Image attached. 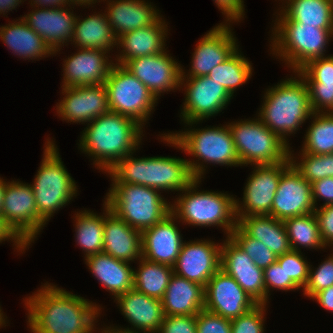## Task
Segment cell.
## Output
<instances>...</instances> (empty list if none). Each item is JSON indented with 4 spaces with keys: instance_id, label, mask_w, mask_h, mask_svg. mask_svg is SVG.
<instances>
[{
    "instance_id": "obj_44",
    "label": "cell",
    "mask_w": 333,
    "mask_h": 333,
    "mask_svg": "<svg viewBox=\"0 0 333 333\" xmlns=\"http://www.w3.org/2000/svg\"><path fill=\"white\" fill-rule=\"evenodd\" d=\"M268 304H258L246 314L231 319V333H264Z\"/></svg>"
},
{
    "instance_id": "obj_4",
    "label": "cell",
    "mask_w": 333,
    "mask_h": 333,
    "mask_svg": "<svg viewBox=\"0 0 333 333\" xmlns=\"http://www.w3.org/2000/svg\"><path fill=\"white\" fill-rule=\"evenodd\" d=\"M202 121L185 123L190 128L179 132L161 134V141L183 150L197 160H188L190 170L196 179L204 178L205 163L220 166H241L235 150L233 136L229 125L209 126L207 128H193V124Z\"/></svg>"
},
{
    "instance_id": "obj_50",
    "label": "cell",
    "mask_w": 333,
    "mask_h": 333,
    "mask_svg": "<svg viewBox=\"0 0 333 333\" xmlns=\"http://www.w3.org/2000/svg\"><path fill=\"white\" fill-rule=\"evenodd\" d=\"M314 215L316 217L320 237L325 248H330L331 246L333 247V205L320 206L316 208L314 210Z\"/></svg>"
},
{
    "instance_id": "obj_15",
    "label": "cell",
    "mask_w": 333,
    "mask_h": 333,
    "mask_svg": "<svg viewBox=\"0 0 333 333\" xmlns=\"http://www.w3.org/2000/svg\"><path fill=\"white\" fill-rule=\"evenodd\" d=\"M122 315L131 324V328L107 326L103 333H158L164 320L162 301L147 296L132 288L115 299ZM134 328H133V327ZM115 327V328H114Z\"/></svg>"
},
{
    "instance_id": "obj_34",
    "label": "cell",
    "mask_w": 333,
    "mask_h": 333,
    "mask_svg": "<svg viewBox=\"0 0 333 333\" xmlns=\"http://www.w3.org/2000/svg\"><path fill=\"white\" fill-rule=\"evenodd\" d=\"M283 5L279 13L277 11L275 21H297L302 25L333 30L331 0H287Z\"/></svg>"
},
{
    "instance_id": "obj_2",
    "label": "cell",
    "mask_w": 333,
    "mask_h": 333,
    "mask_svg": "<svg viewBox=\"0 0 333 333\" xmlns=\"http://www.w3.org/2000/svg\"><path fill=\"white\" fill-rule=\"evenodd\" d=\"M134 119L109 111L84 128L79 150L92 157L97 169L108 172L119 160L136 152L143 129Z\"/></svg>"
},
{
    "instance_id": "obj_20",
    "label": "cell",
    "mask_w": 333,
    "mask_h": 333,
    "mask_svg": "<svg viewBox=\"0 0 333 333\" xmlns=\"http://www.w3.org/2000/svg\"><path fill=\"white\" fill-rule=\"evenodd\" d=\"M221 243L212 240H191L182 245L173 272L206 287L208 280L220 269Z\"/></svg>"
},
{
    "instance_id": "obj_59",
    "label": "cell",
    "mask_w": 333,
    "mask_h": 333,
    "mask_svg": "<svg viewBox=\"0 0 333 333\" xmlns=\"http://www.w3.org/2000/svg\"><path fill=\"white\" fill-rule=\"evenodd\" d=\"M5 317V318H4ZM6 315H4V313H3V311H2V309H1V306H0V327H5V326H7L6 324L8 323L7 321H6Z\"/></svg>"
},
{
    "instance_id": "obj_39",
    "label": "cell",
    "mask_w": 333,
    "mask_h": 333,
    "mask_svg": "<svg viewBox=\"0 0 333 333\" xmlns=\"http://www.w3.org/2000/svg\"><path fill=\"white\" fill-rule=\"evenodd\" d=\"M307 127L301 153L326 155L333 153V112H313Z\"/></svg>"
},
{
    "instance_id": "obj_33",
    "label": "cell",
    "mask_w": 333,
    "mask_h": 333,
    "mask_svg": "<svg viewBox=\"0 0 333 333\" xmlns=\"http://www.w3.org/2000/svg\"><path fill=\"white\" fill-rule=\"evenodd\" d=\"M237 225L249 236L261 241L277 256L291 250L282 220L271 215L236 217Z\"/></svg>"
},
{
    "instance_id": "obj_10",
    "label": "cell",
    "mask_w": 333,
    "mask_h": 333,
    "mask_svg": "<svg viewBox=\"0 0 333 333\" xmlns=\"http://www.w3.org/2000/svg\"><path fill=\"white\" fill-rule=\"evenodd\" d=\"M228 125L241 166L271 165L289 158L290 146L258 118Z\"/></svg>"
},
{
    "instance_id": "obj_18",
    "label": "cell",
    "mask_w": 333,
    "mask_h": 333,
    "mask_svg": "<svg viewBox=\"0 0 333 333\" xmlns=\"http://www.w3.org/2000/svg\"><path fill=\"white\" fill-rule=\"evenodd\" d=\"M257 305L236 280L221 269L208 280L205 287L204 309L223 318H237Z\"/></svg>"
},
{
    "instance_id": "obj_19",
    "label": "cell",
    "mask_w": 333,
    "mask_h": 333,
    "mask_svg": "<svg viewBox=\"0 0 333 333\" xmlns=\"http://www.w3.org/2000/svg\"><path fill=\"white\" fill-rule=\"evenodd\" d=\"M180 65L165 50L155 55L134 58L123 66L159 99L166 91L180 89Z\"/></svg>"
},
{
    "instance_id": "obj_56",
    "label": "cell",
    "mask_w": 333,
    "mask_h": 333,
    "mask_svg": "<svg viewBox=\"0 0 333 333\" xmlns=\"http://www.w3.org/2000/svg\"><path fill=\"white\" fill-rule=\"evenodd\" d=\"M23 0H0V15H6V13L17 8Z\"/></svg>"
},
{
    "instance_id": "obj_11",
    "label": "cell",
    "mask_w": 333,
    "mask_h": 333,
    "mask_svg": "<svg viewBox=\"0 0 333 333\" xmlns=\"http://www.w3.org/2000/svg\"><path fill=\"white\" fill-rule=\"evenodd\" d=\"M105 85L110 111L130 117L145 127L158 103L151 91L123 65L115 63Z\"/></svg>"
},
{
    "instance_id": "obj_12",
    "label": "cell",
    "mask_w": 333,
    "mask_h": 333,
    "mask_svg": "<svg viewBox=\"0 0 333 333\" xmlns=\"http://www.w3.org/2000/svg\"><path fill=\"white\" fill-rule=\"evenodd\" d=\"M0 214L4 224L28 249L47 223L38 214L31 185L18 180L7 182Z\"/></svg>"
},
{
    "instance_id": "obj_1",
    "label": "cell",
    "mask_w": 333,
    "mask_h": 333,
    "mask_svg": "<svg viewBox=\"0 0 333 333\" xmlns=\"http://www.w3.org/2000/svg\"><path fill=\"white\" fill-rule=\"evenodd\" d=\"M46 282L24 300L31 333H94L101 307Z\"/></svg>"
},
{
    "instance_id": "obj_6",
    "label": "cell",
    "mask_w": 333,
    "mask_h": 333,
    "mask_svg": "<svg viewBox=\"0 0 333 333\" xmlns=\"http://www.w3.org/2000/svg\"><path fill=\"white\" fill-rule=\"evenodd\" d=\"M201 179H195L171 204V213L188 226H218L226 237L237 226L235 197L218 191H198ZM184 193V194H183Z\"/></svg>"
},
{
    "instance_id": "obj_31",
    "label": "cell",
    "mask_w": 333,
    "mask_h": 333,
    "mask_svg": "<svg viewBox=\"0 0 333 333\" xmlns=\"http://www.w3.org/2000/svg\"><path fill=\"white\" fill-rule=\"evenodd\" d=\"M18 21V22H17ZM0 39L12 53L21 59H43L54 55V52L27 23L20 18L0 27Z\"/></svg>"
},
{
    "instance_id": "obj_9",
    "label": "cell",
    "mask_w": 333,
    "mask_h": 333,
    "mask_svg": "<svg viewBox=\"0 0 333 333\" xmlns=\"http://www.w3.org/2000/svg\"><path fill=\"white\" fill-rule=\"evenodd\" d=\"M157 189L138 184H111L104 202L120 219L142 232L171 213V203Z\"/></svg>"
},
{
    "instance_id": "obj_47",
    "label": "cell",
    "mask_w": 333,
    "mask_h": 333,
    "mask_svg": "<svg viewBox=\"0 0 333 333\" xmlns=\"http://www.w3.org/2000/svg\"><path fill=\"white\" fill-rule=\"evenodd\" d=\"M197 333H231V320L202 309L196 315Z\"/></svg>"
},
{
    "instance_id": "obj_8",
    "label": "cell",
    "mask_w": 333,
    "mask_h": 333,
    "mask_svg": "<svg viewBox=\"0 0 333 333\" xmlns=\"http://www.w3.org/2000/svg\"><path fill=\"white\" fill-rule=\"evenodd\" d=\"M45 141L41 164L31 185L38 214L48 222L77 195V185L63 165L54 140ZM57 211V212H56Z\"/></svg>"
},
{
    "instance_id": "obj_43",
    "label": "cell",
    "mask_w": 333,
    "mask_h": 333,
    "mask_svg": "<svg viewBox=\"0 0 333 333\" xmlns=\"http://www.w3.org/2000/svg\"><path fill=\"white\" fill-rule=\"evenodd\" d=\"M333 286V255L330 254L319 266L309 268L308 280L304 286L303 295L310 299L318 292Z\"/></svg>"
},
{
    "instance_id": "obj_52",
    "label": "cell",
    "mask_w": 333,
    "mask_h": 333,
    "mask_svg": "<svg viewBox=\"0 0 333 333\" xmlns=\"http://www.w3.org/2000/svg\"><path fill=\"white\" fill-rule=\"evenodd\" d=\"M312 198L315 207L318 206V201L323 199L324 204L333 205V177L323 178L321 180L315 181L312 184Z\"/></svg>"
},
{
    "instance_id": "obj_29",
    "label": "cell",
    "mask_w": 333,
    "mask_h": 333,
    "mask_svg": "<svg viewBox=\"0 0 333 333\" xmlns=\"http://www.w3.org/2000/svg\"><path fill=\"white\" fill-rule=\"evenodd\" d=\"M161 301L165 316L197 315L204 309L205 287L173 274Z\"/></svg>"
},
{
    "instance_id": "obj_5",
    "label": "cell",
    "mask_w": 333,
    "mask_h": 333,
    "mask_svg": "<svg viewBox=\"0 0 333 333\" xmlns=\"http://www.w3.org/2000/svg\"><path fill=\"white\" fill-rule=\"evenodd\" d=\"M134 152L119 160L106 174L112 184H138L159 191H179L196 178L187 159L176 157H133Z\"/></svg>"
},
{
    "instance_id": "obj_3",
    "label": "cell",
    "mask_w": 333,
    "mask_h": 333,
    "mask_svg": "<svg viewBox=\"0 0 333 333\" xmlns=\"http://www.w3.org/2000/svg\"><path fill=\"white\" fill-rule=\"evenodd\" d=\"M295 74L265 91L257 113L258 119L288 145L289 136L296 134L307 119L312 120L313 114L307 82Z\"/></svg>"
},
{
    "instance_id": "obj_45",
    "label": "cell",
    "mask_w": 333,
    "mask_h": 333,
    "mask_svg": "<svg viewBox=\"0 0 333 333\" xmlns=\"http://www.w3.org/2000/svg\"><path fill=\"white\" fill-rule=\"evenodd\" d=\"M297 73L307 83L333 82V55L313 59Z\"/></svg>"
},
{
    "instance_id": "obj_54",
    "label": "cell",
    "mask_w": 333,
    "mask_h": 333,
    "mask_svg": "<svg viewBox=\"0 0 333 333\" xmlns=\"http://www.w3.org/2000/svg\"><path fill=\"white\" fill-rule=\"evenodd\" d=\"M311 299L317 301L322 308L333 313V286L321 290Z\"/></svg>"
},
{
    "instance_id": "obj_22",
    "label": "cell",
    "mask_w": 333,
    "mask_h": 333,
    "mask_svg": "<svg viewBox=\"0 0 333 333\" xmlns=\"http://www.w3.org/2000/svg\"><path fill=\"white\" fill-rule=\"evenodd\" d=\"M222 242L220 269L233 277L254 301L266 304L263 269L257 267L230 237Z\"/></svg>"
},
{
    "instance_id": "obj_40",
    "label": "cell",
    "mask_w": 333,
    "mask_h": 333,
    "mask_svg": "<svg viewBox=\"0 0 333 333\" xmlns=\"http://www.w3.org/2000/svg\"><path fill=\"white\" fill-rule=\"evenodd\" d=\"M292 148H289V159L294 168L309 183L321 180L327 177H333V153L326 155H314L311 153H300L301 158L294 157ZM299 161H298V160ZM297 160V161H296Z\"/></svg>"
},
{
    "instance_id": "obj_57",
    "label": "cell",
    "mask_w": 333,
    "mask_h": 333,
    "mask_svg": "<svg viewBox=\"0 0 333 333\" xmlns=\"http://www.w3.org/2000/svg\"><path fill=\"white\" fill-rule=\"evenodd\" d=\"M102 1V0H101ZM100 0H67V4L68 5H72V6H77V4H78V6H84V7H86V6H88V8H89V6H91V7H94L93 6V4H96V2L98 3V2H101Z\"/></svg>"
},
{
    "instance_id": "obj_21",
    "label": "cell",
    "mask_w": 333,
    "mask_h": 333,
    "mask_svg": "<svg viewBox=\"0 0 333 333\" xmlns=\"http://www.w3.org/2000/svg\"><path fill=\"white\" fill-rule=\"evenodd\" d=\"M312 185L290 164L281 174L270 215L278 220L313 213Z\"/></svg>"
},
{
    "instance_id": "obj_30",
    "label": "cell",
    "mask_w": 333,
    "mask_h": 333,
    "mask_svg": "<svg viewBox=\"0 0 333 333\" xmlns=\"http://www.w3.org/2000/svg\"><path fill=\"white\" fill-rule=\"evenodd\" d=\"M90 272L116 298L133 288L134 268L130 263L121 261L101 252L84 258Z\"/></svg>"
},
{
    "instance_id": "obj_24",
    "label": "cell",
    "mask_w": 333,
    "mask_h": 333,
    "mask_svg": "<svg viewBox=\"0 0 333 333\" xmlns=\"http://www.w3.org/2000/svg\"><path fill=\"white\" fill-rule=\"evenodd\" d=\"M77 53L64 59L61 88L105 84L113 60L107 51L78 48Z\"/></svg>"
},
{
    "instance_id": "obj_48",
    "label": "cell",
    "mask_w": 333,
    "mask_h": 333,
    "mask_svg": "<svg viewBox=\"0 0 333 333\" xmlns=\"http://www.w3.org/2000/svg\"><path fill=\"white\" fill-rule=\"evenodd\" d=\"M263 273L267 304L271 289L287 291V273L284 263H278L277 261L263 269Z\"/></svg>"
},
{
    "instance_id": "obj_49",
    "label": "cell",
    "mask_w": 333,
    "mask_h": 333,
    "mask_svg": "<svg viewBox=\"0 0 333 333\" xmlns=\"http://www.w3.org/2000/svg\"><path fill=\"white\" fill-rule=\"evenodd\" d=\"M158 333H197L196 315L165 316Z\"/></svg>"
},
{
    "instance_id": "obj_41",
    "label": "cell",
    "mask_w": 333,
    "mask_h": 333,
    "mask_svg": "<svg viewBox=\"0 0 333 333\" xmlns=\"http://www.w3.org/2000/svg\"><path fill=\"white\" fill-rule=\"evenodd\" d=\"M253 260L257 267L267 268L277 261V255L261 241L249 237L238 225L229 236Z\"/></svg>"
},
{
    "instance_id": "obj_28",
    "label": "cell",
    "mask_w": 333,
    "mask_h": 333,
    "mask_svg": "<svg viewBox=\"0 0 333 333\" xmlns=\"http://www.w3.org/2000/svg\"><path fill=\"white\" fill-rule=\"evenodd\" d=\"M106 0H103L105 2ZM108 22L118 39L125 33L154 24L160 12L145 0H107Z\"/></svg>"
},
{
    "instance_id": "obj_13",
    "label": "cell",
    "mask_w": 333,
    "mask_h": 333,
    "mask_svg": "<svg viewBox=\"0 0 333 333\" xmlns=\"http://www.w3.org/2000/svg\"><path fill=\"white\" fill-rule=\"evenodd\" d=\"M290 164L288 158L276 164L254 165L245 183L243 200L235 199L236 217L270 215L281 174Z\"/></svg>"
},
{
    "instance_id": "obj_17",
    "label": "cell",
    "mask_w": 333,
    "mask_h": 333,
    "mask_svg": "<svg viewBox=\"0 0 333 333\" xmlns=\"http://www.w3.org/2000/svg\"><path fill=\"white\" fill-rule=\"evenodd\" d=\"M62 94L56 112L68 123L88 124L110 111L105 84L63 87Z\"/></svg>"
},
{
    "instance_id": "obj_38",
    "label": "cell",
    "mask_w": 333,
    "mask_h": 333,
    "mask_svg": "<svg viewBox=\"0 0 333 333\" xmlns=\"http://www.w3.org/2000/svg\"><path fill=\"white\" fill-rule=\"evenodd\" d=\"M283 223L292 250L301 252V247L312 250L325 249L314 212L287 218Z\"/></svg>"
},
{
    "instance_id": "obj_36",
    "label": "cell",
    "mask_w": 333,
    "mask_h": 333,
    "mask_svg": "<svg viewBox=\"0 0 333 333\" xmlns=\"http://www.w3.org/2000/svg\"><path fill=\"white\" fill-rule=\"evenodd\" d=\"M76 243L84 251V258L103 252L104 240V208L98 215L91 210H81L75 213Z\"/></svg>"
},
{
    "instance_id": "obj_42",
    "label": "cell",
    "mask_w": 333,
    "mask_h": 333,
    "mask_svg": "<svg viewBox=\"0 0 333 333\" xmlns=\"http://www.w3.org/2000/svg\"><path fill=\"white\" fill-rule=\"evenodd\" d=\"M302 254L300 251L291 249L289 252L277 256V262L284 263L287 273V291L300 290L307 283L310 262Z\"/></svg>"
},
{
    "instance_id": "obj_46",
    "label": "cell",
    "mask_w": 333,
    "mask_h": 333,
    "mask_svg": "<svg viewBox=\"0 0 333 333\" xmlns=\"http://www.w3.org/2000/svg\"><path fill=\"white\" fill-rule=\"evenodd\" d=\"M313 112H333V82L307 83Z\"/></svg>"
},
{
    "instance_id": "obj_55",
    "label": "cell",
    "mask_w": 333,
    "mask_h": 333,
    "mask_svg": "<svg viewBox=\"0 0 333 333\" xmlns=\"http://www.w3.org/2000/svg\"><path fill=\"white\" fill-rule=\"evenodd\" d=\"M29 3L31 6L42 8H57L68 5L67 0H30Z\"/></svg>"
},
{
    "instance_id": "obj_51",
    "label": "cell",
    "mask_w": 333,
    "mask_h": 333,
    "mask_svg": "<svg viewBox=\"0 0 333 333\" xmlns=\"http://www.w3.org/2000/svg\"><path fill=\"white\" fill-rule=\"evenodd\" d=\"M222 15L226 16L223 23L233 24L240 22L245 15V5L243 0H213ZM227 19V20H226Z\"/></svg>"
},
{
    "instance_id": "obj_35",
    "label": "cell",
    "mask_w": 333,
    "mask_h": 333,
    "mask_svg": "<svg viewBox=\"0 0 333 333\" xmlns=\"http://www.w3.org/2000/svg\"><path fill=\"white\" fill-rule=\"evenodd\" d=\"M139 268H134L133 288L147 296L162 299L167 289L173 267L157 262H152L141 257Z\"/></svg>"
},
{
    "instance_id": "obj_32",
    "label": "cell",
    "mask_w": 333,
    "mask_h": 333,
    "mask_svg": "<svg viewBox=\"0 0 333 333\" xmlns=\"http://www.w3.org/2000/svg\"><path fill=\"white\" fill-rule=\"evenodd\" d=\"M77 48L107 51L117 47V38L108 22L106 13L94 12L85 18L77 16L71 40Z\"/></svg>"
},
{
    "instance_id": "obj_23",
    "label": "cell",
    "mask_w": 333,
    "mask_h": 333,
    "mask_svg": "<svg viewBox=\"0 0 333 333\" xmlns=\"http://www.w3.org/2000/svg\"><path fill=\"white\" fill-rule=\"evenodd\" d=\"M68 7L71 8L72 12ZM31 8H33L32 11L21 18L44 39L55 55L58 54L62 46L64 48V45H67L65 43L71 42L73 37L77 18V15L73 13L74 6L57 8H35L32 6Z\"/></svg>"
},
{
    "instance_id": "obj_27",
    "label": "cell",
    "mask_w": 333,
    "mask_h": 333,
    "mask_svg": "<svg viewBox=\"0 0 333 333\" xmlns=\"http://www.w3.org/2000/svg\"><path fill=\"white\" fill-rule=\"evenodd\" d=\"M163 18L161 16L154 24L135 29L119 37L117 46L121 51L116 55L115 64L124 65L137 57L164 52L169 26Z\"/></svg>"
},
{
    "instance_id": "obj_37",
    "label": "cell",
    "mask_w": 333,
    "mask_h": 333,
    "mask_svg": "<svg viewBox=\"0 0 333 333\" xmlns=\"http://www.w3.org/2000/svg\"><path fill=\"white\" fill-rule=\"evenodd\" d=\"M238 48L227 60L211 69L208 77L221 84L233 97L235 89L245 84L254 70L252 63L240 53Z\"/></svg>"
},
{
    "instance_id": "obj_14",
    "label": "cell",
    "mask_w": 333,
    "mask_h": 333,
    "mask_svg": "<svg viewBox=\"0 0 333 333\" xmlns=\"http://www.w3.org/2000/svg\"><path fill=\"white\" fill-rule=\"evenodd\" d=\"M183 87L185 100L180 113L183 123L203 121L216 116L233 98L221 84L208 76L181 78L180 88Z\"/></svg>"
},
{
    "instance_id": "obj_26",
    "label": "cell",
    "mask_w": 333,
    "mask_h": 333,
    "mask_svg": "<svg viewBox=\"0 0 333 333\" xmlns=\"http://www.w3.org/2000/svg\"><path fill=\"white\" fill-rule=\"evenodd\" d=\"M103 252L132 263L142 257L141 232L118 218L104 202Z\"/></svg>"
},
{
    "instance_id": "obj_58",
    "label": "cell",
    "mask_w": 333,
    "mask_h": 333,
    "mask_svg": "<svg viewBox=\"0 0 333 333\" xmlns=\"http://www.w3.org/2000/svg\"><path fill=\"white\" fill-rule=\"evenodd\" d=\"M6 184H7V182L4 181V179L0 177V212L2 209L3 194H4Z\"/></svg>"
},
{
    "instance_id": "obj_7",
    "label": "cell",
    "mask_w": 333,
    "mask_h": 333,
    "mask_svg": "<svg viewBox=\"0 0 333 333\" xmlns=\"http://www.w3.org/2000/svg\"><path fill=\"white\" fill-rule=\"evenodd\" d=\"M332 37L333 30L302 25L297 21H274L270 49L295 73L309 61L327 56L326 45Z\"/></svg>"
},
{
    "instance_id": "obj_25",
    "label": "cell",
    "mask_w": 333,
    "mask_h": 333,
    "mask_svg": "<svg viewBox=\"0 0 333 333\" xmlns=\"http://www.w3.org/2000/svg\"><path fill=\"white\" fill-rule=\"evenodd\" d=\"M177 220L170 213L162 221L141 232L143 258L172 267L175 265L184 243L181 231L175 224Z\"/></svg>"
},
{
    "instance_id": "obj_53",
    "label": "cell",
    "mask_w": 333,
    "mask_h": 333,
    "mask_svg": "<svg viewBox=\"0 0 333 333\" xmlns=\"http://www.w3.org/2000/svg\"><path fill=\"white\" fill-rule=\"evenodd\" d=\"M9 239L14 243V249H17V251L19 250L21 253H23L22 251L25 252L27 247L4 224L0 214V243L7 240L9 241Z\"/></svg>"
},
{
    "instance_id": "obj_16",
    "label": "cell",
    "mask_w": 333,
    "mask_h": 333,
    "mask_svg": "<svg viewBox=\"0 0 333 333\" xmlns=\"http://www.w3.org/2000/svg\"><path fill=\"white\" fill-rule=\"evenodd\" d=\"M233 24L220 23L201 37L195 45L189 72L181 67V78L208 76L211 69L227 60L238 48L237 38L233 35Z\"/></svg>"
}]
</instances>
